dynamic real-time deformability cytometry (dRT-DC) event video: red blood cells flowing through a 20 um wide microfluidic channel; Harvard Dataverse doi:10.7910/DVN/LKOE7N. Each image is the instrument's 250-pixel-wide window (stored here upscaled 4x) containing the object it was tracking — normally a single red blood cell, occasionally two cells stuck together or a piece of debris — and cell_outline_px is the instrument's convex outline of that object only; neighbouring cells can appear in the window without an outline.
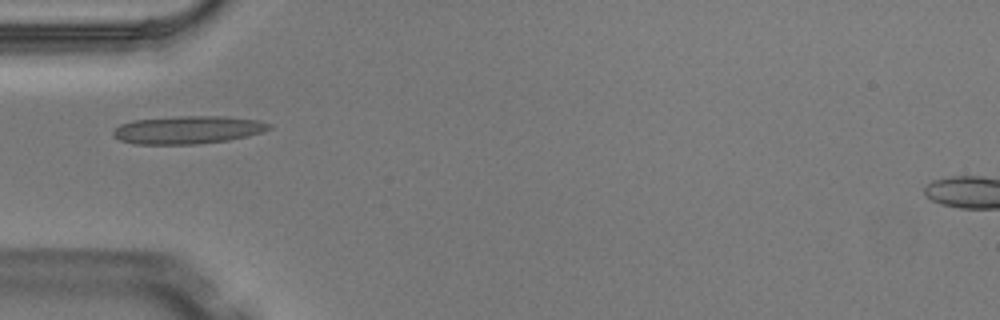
{"species": "Egyptian fruit bat (a non-hibernating species)", "species_latin": "Rousettus aegyptiacus", "temperature_condition": "warm", "stored_images_in_passage": 5, "camera_frame_rate_fps": 3000, "um_per_image_px": 0.085, "animal": {"sex": "male"}, "frame": {"image": 1, "passage_image": 4, "time_ms": 1.0, "image_size_px": [1000, 320], "cell_outline_px": [[272, 128], [248, 136], [228, 140], [200, 144], [132, 144], [120, 140], [112, 136], [112, 132], [120, 124], [132, 120], [180, 116], [224, 116], [260, 120], [272, 124]], "centroid_in_image_um": [15.96, 11.03], "position_along_channel_um": 69.0, "area_um2": 25.55}}